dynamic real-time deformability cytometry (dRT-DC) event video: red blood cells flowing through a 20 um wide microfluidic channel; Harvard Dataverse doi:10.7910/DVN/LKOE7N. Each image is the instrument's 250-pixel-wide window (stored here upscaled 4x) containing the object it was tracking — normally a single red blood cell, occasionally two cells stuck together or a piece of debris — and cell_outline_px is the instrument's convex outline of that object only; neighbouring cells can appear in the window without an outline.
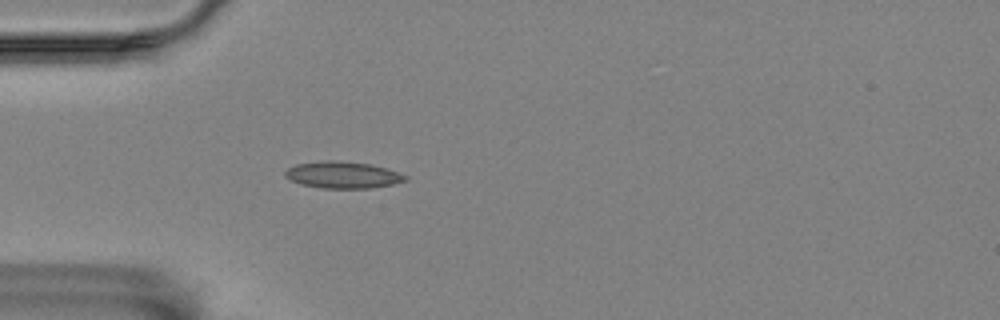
{"species": "Egyptian fruit bat (a non-hibernating species)", "species_latin": "Rousettus aegyptiacus", "temperature_condition": "room temperature", "stored_images_in_passage": 4, "camera_frame_rate_fps": 3000, "um_per_image_px": 0.085, "animal": {"sex": "female"}, "frame": {"image": 1, "passage_image": 4, "time_ms": 3.667, "image_size_px": [1000, 320], "cell_outline_px": [[408, 180], [392, 184], [372, 188], [320, 188], [300, 184], [284, 176], [284, 172], [288, 168], [296, 164], [328, 160], [368, 164], [384, 168], [408, 176]], "centroid_in_image_um": [29.11, 14.88], "position_along_channel_um": 55.9, "area_um2": 18.44}}